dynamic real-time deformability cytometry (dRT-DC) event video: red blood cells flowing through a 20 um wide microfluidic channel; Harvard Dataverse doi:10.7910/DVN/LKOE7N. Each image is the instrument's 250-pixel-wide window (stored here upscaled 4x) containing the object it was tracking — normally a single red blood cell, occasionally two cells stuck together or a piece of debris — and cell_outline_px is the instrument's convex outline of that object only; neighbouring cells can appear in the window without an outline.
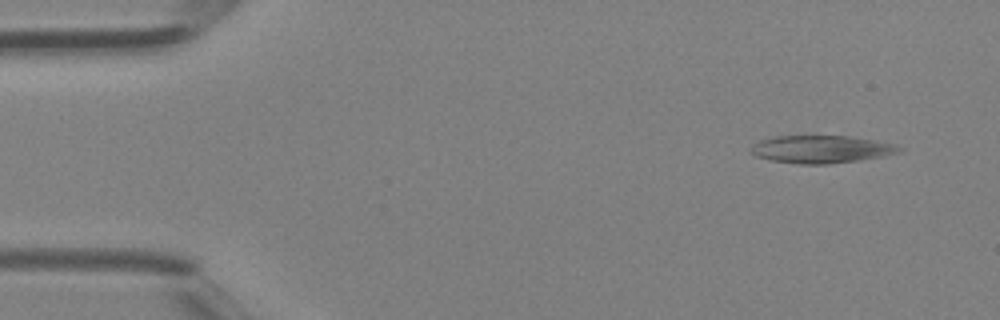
{"species": "Egyptian fruit bat (a non-hibernating species)", "species_latin": "Rousettus aegyptiacus", "temperature_condition": "room temperature", "stored_images_in_passage": 40, "camera_frame_rate_fps": 3000, "um_per_image_px": 0.085, "animal": {"sex": "female"}, "frame": {"image": 1, "passage_image": 1, "time_ms": 0.0, "image_size_px": [1000, 320], "cell_outline_px": [[904, 148], [900, 152], [884, 156], [860, 160], [828, 164], [800, 164], [772, 160], [756, 156], [752, 152], [752, 144], [760, 140], [772, 136], [816, 132], [848, 136], [896, 144]], "centroid_in_image_um": [69.79, 12.63], "position_along_channel_um": 15.2, "area_um2": 24.91}}
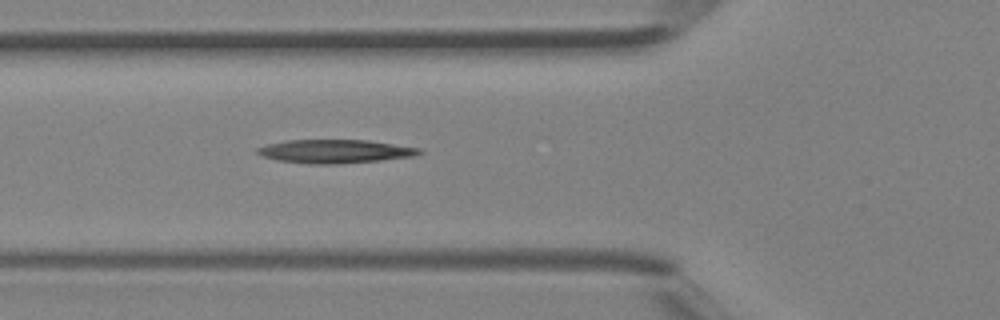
{"frame": {"image": 2, "passage_image": 13, "time_ms": 4.0, "image_size_px": [1000, 320], "cell_outline_px": [[424, 152], [412, 156], [380, 160], [336, 164], [308, 164], [276, 160], [264, 156], [256, 152], [256, 148], [268, 144], [288, 140], [368, 140], [420, 148]], "centroid_in_image_um": [28.46, 12.86], "position_along_channel_um": 97.3, "area_um2": 22.08}}
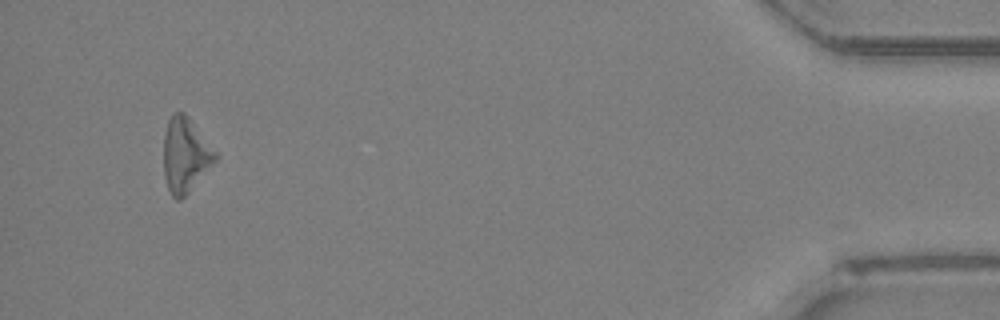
{"frame": {"image": 3, "passage_image": 38, "time_ms": 12.333, "image_size_px": [1000, 320], "cell_outline_px": [[220, 156], [188, 192], [180, 200], [176, 200], [172, 196], [168, 188], [164, 176], [164, 132], [168, 120], [172, 112], [184, 112], [188, 116]], "centroid_in_image_um": [15.75, 13.15], "position_along_channel_um": 419.5, "area_um2": 22.43}}